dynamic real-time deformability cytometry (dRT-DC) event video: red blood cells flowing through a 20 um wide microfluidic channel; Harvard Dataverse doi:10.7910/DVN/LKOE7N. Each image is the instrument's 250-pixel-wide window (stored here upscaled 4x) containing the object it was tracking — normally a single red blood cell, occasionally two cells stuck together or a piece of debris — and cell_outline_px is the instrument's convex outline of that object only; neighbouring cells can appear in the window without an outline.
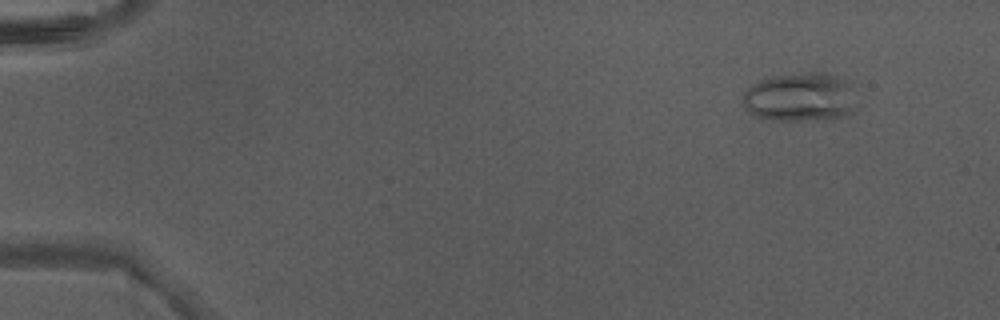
{"species": "Egyptian fruit bat (a non-hibernating species)", "species_latin": "Rousettus aegyptiacus", "temperature_condition": "warm", "stored_images_in_passage": 49, "camera_frame_rate_fps": 3000, "um_per_image_px": 0.085, "animal": {"sex": "male"}, "frame": {"image": 1, "passage_image": 6, "time_ms": 1.667, "image_size_px": [1000, 320], "cell_outline_px": [[848, 116], [828, 120], [776, 120], [756, 116], [748, 112], [744, 108], [740, 96], [752, 84], [760, 80], [772, 76], [824, 72], [836, 76], [848, 84]], "centroid_in_image_um": [67.83, 8.28], "position_along_channel_um": 17.2, "area_um2": 31.44}}
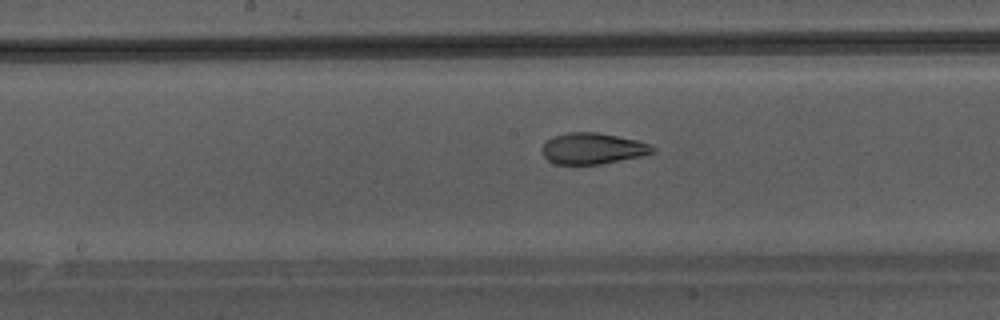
{"frame": {"image": 2, "passage_image": 27, "time_ms": 8.667, "image_size_px": [1000, 320], "cell_outline_px": [[656, 152], [640, 156], [600, 164], [556, 164], [548, 160], [544, 156], [540, 148], [548, 140], [556, 136], [568, 132], [596, 132], [636, 140], [648, 144], [656, 148]], "centroid_in_image_um": [50.37, 12.63], "position_along_channel_um": 197.8, "area_um2": 19.83}}
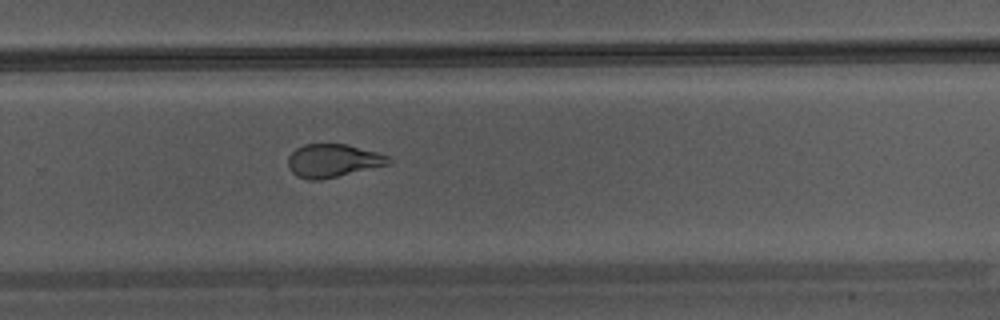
{"frame": {"image": 3, "passage_image": 34, "time_ms": 11.0, "image_size_px": [1000, 320], "cell_outline_px": [[392, 164], [320, 180], [308, 180], [296, 176], [288, 168], [288, 156], [296, 148], [304, 144], [348, 144], [376, 152], [388, 156], [392, 160]], "centroid_in_image_um": [28.3, 13.66], "position_along_channel_um": 301.5, "area_um2": 19.59}}